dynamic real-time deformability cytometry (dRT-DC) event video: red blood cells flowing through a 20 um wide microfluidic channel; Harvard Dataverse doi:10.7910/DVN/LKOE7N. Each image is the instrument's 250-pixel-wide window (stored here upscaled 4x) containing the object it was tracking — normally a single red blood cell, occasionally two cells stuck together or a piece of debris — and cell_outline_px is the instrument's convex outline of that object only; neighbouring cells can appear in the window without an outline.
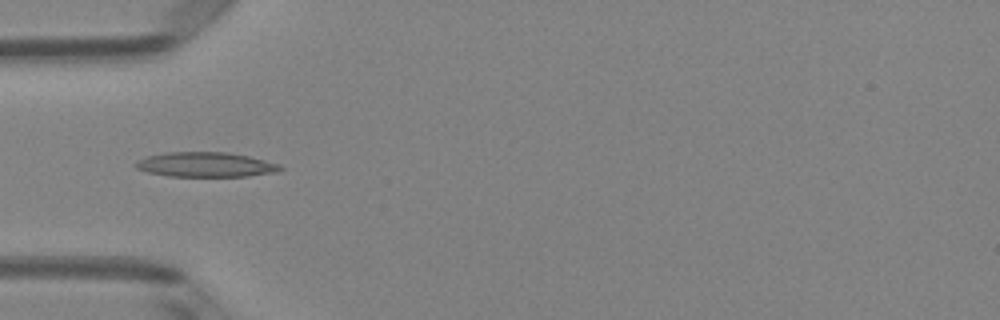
{"species": "Egyptian fruit bat (a non-hibernating species)", "species_latin": "Rousettus aegyptiacus", "temperature_condition": "room temperature", "stored_images_in_passage": 5, "camera_frame_rate_fps": 3000, "um_per_image_px": 0.085, "animal": {"sex": "female"}, "frame": {"image": 1, "passage_image": 4, "time_ms": 1.0, "image_size_px": [1000, 320], "cell_outline_px": [[284, 168], [276, 172], [248, 176], [168, 176], [148, 172], [136, 168], [132, 164], [136, 160], [144, 156], [164, 152], [228, 152], [248, 156], [280, 164]], "centroid_in_image_um": [17.42, 13.98], "position_along_channel_um": 67.6, "area_um2": 21.04}}
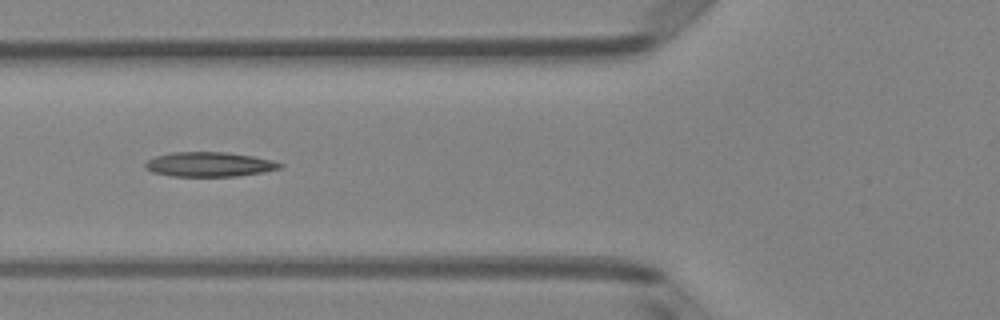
{"frame": {"image": 2, "passage_image": 5, "time_ms": 1.333, "image_size_px": [1000, 320], "cell_outline_px": [[284, 164], [280, 168], [264, 172], [236, 176], [172, 176], [152, 172], [144, 168], [144, 164], [148, 160], [156, 156], [172, 152], [224, 152], [252, 156], [272, 160]], "centroid_in_image_um": [17.77, 13.97], "position_along_channel_um": 108.0, "area_um2": 19.25}}